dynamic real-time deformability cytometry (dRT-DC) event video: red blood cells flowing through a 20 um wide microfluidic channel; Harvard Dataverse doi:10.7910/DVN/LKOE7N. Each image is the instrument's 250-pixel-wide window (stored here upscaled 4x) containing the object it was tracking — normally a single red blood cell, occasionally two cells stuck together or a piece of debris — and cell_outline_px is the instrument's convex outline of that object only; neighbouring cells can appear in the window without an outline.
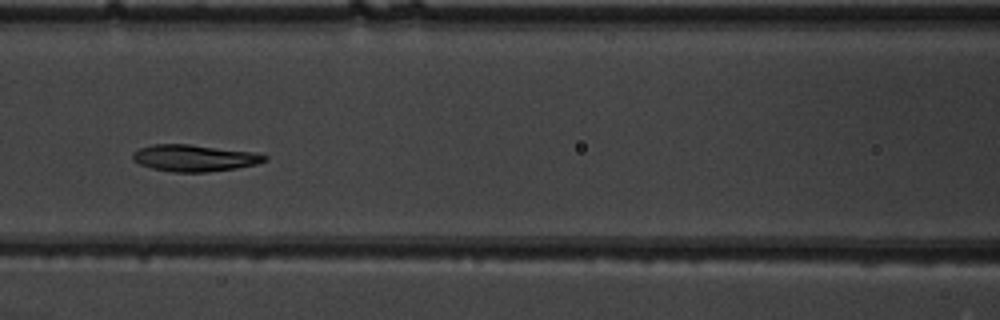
{"species": "common noctule bat (a hibernating species)", "species_latin": "Nyctalus noctula", "temperature_condition": "warm", "stored_images_in_passage": 8, "camera_frame_rate_fps": 3000, "um_per_image_px": 0.085, "animal": {"sex": "male", "body_mass_g": 19.5, "forearm_length_mm": 54.6}, "frame": {"image": 1, "passage_image": 6, "time_ms": 1.667, "image_size_px": [1000, 320], "cell_outline_px": [[268, 160], [256, 164], [236, 168], [204, 172], [172, 172], [152, 168], [140, 164], [132, 160], [132, 152], [140, 148], [152, 144], [188, 144], [256, 152], [268, 156]], "centroid_in_image_um": [16.52, 13.42], "position_along_channel_um": 150.1, "area_um2": 20.58}}
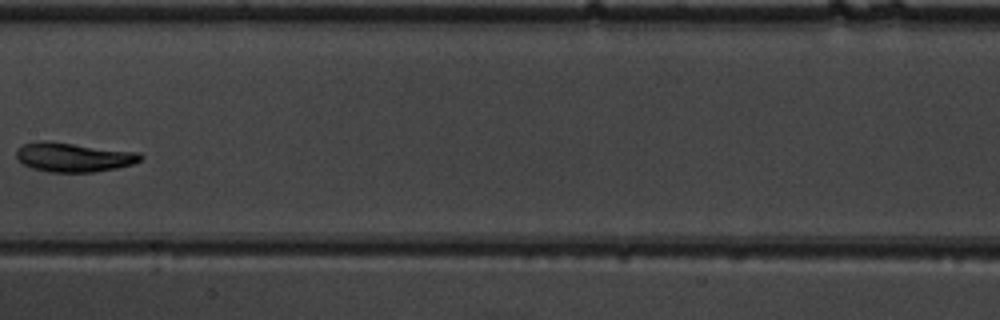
{"frame": {"image": 2, "passage_image": 7, "time_ms": 2.0, "image_size_px": [1000, 320], "cell_outline_px": [[144, 156], [140, 160], [132, 164], [116, 168], [92, 172], [48, 172], [32, 168], [24, 164], [16, 156], [16, 148], [24, 144], [36, 140], [44, 140], [140, 152]], "centroid_in_image_um": [6.24, 13.35], "position_along_channel_um": 201.2, "area_um2": 21.21}}
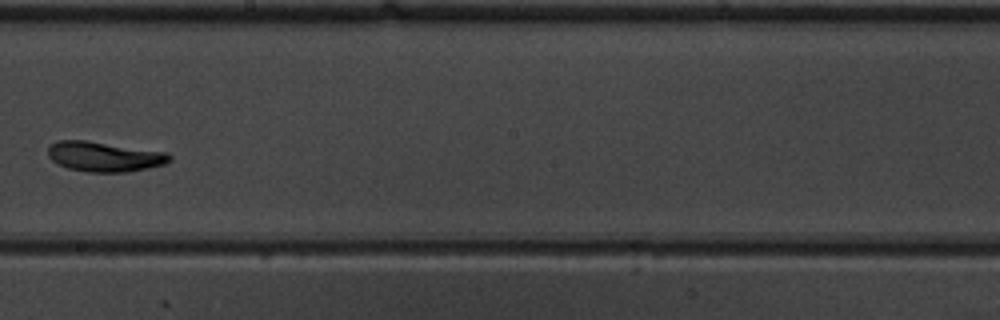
{"frame": {"image": 3, "passage_image": 8, "time_ms": 2.333, "image_size_px": [1000, 320], "cell_outline_px": [[172, 160], [164, 164], [148, 168], [128, 172], [88, 172], [68, 168], [52, 160], [48, 156], [48, 144], [56, 140], [84, 140], [168, 152], [172, 156]], "centroid_in_image_um": [8.87, 13.3], "position_along_channel_um": 239.3, "area_um2": 21.33}}